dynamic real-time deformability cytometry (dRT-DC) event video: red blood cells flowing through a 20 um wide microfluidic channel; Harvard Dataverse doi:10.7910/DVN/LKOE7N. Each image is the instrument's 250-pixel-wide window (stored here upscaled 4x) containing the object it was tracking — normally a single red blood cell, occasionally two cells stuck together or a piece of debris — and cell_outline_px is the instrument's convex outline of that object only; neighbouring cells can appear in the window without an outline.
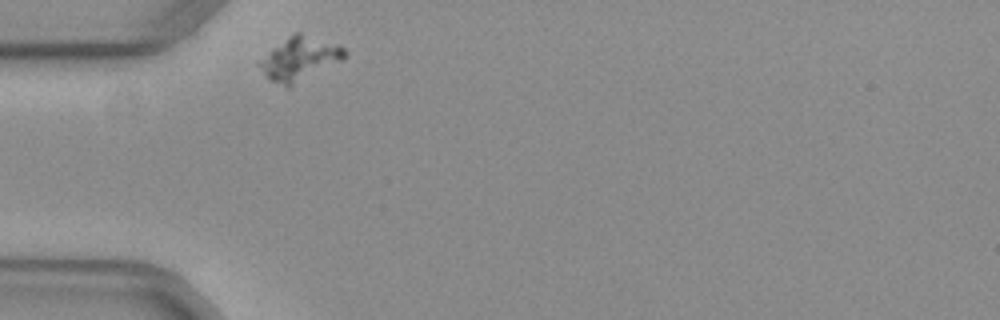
{"species": "common noctule bat (a hibernating species)", "species_latin": "Nyctalus noctula", "temperature_condition": "warm", "stored_images_in_passage": 29, "camera_frame_rate_fps": 3000, "um_per_image_px": 0.085, "animal": {"sex": "female", "body_mass_g": 29.2, "forearm_length_mm": 56.3}, "frame": {"image": 1, "passage_image": 1, "time_ms": 0.0, "image_size_px": [1000, 320], "cell_outline_px": [[348, 56], [344, 60], [288, 88], [272, 80], [256, 64], [256, 60], [288, 36], [296, 32], [300, 32], [344, 48], [348, 52]], "centroid_in_image_um": [25.47, 5.0], "position_along_channel_um": 59.5, "area_um2": 21.5}}
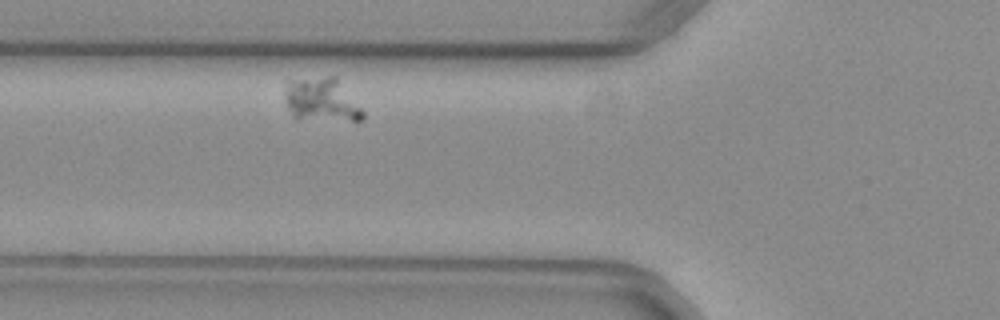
{"frame": {"image": 2, "passage_image": 5, "time_ms": 1.333, "image_size_px": [1000, 320], "cell_outline_px": [[364, 120], [296, 120], [292, 116], [284, 100], [284, 92], [288, 80], [328, 76], [336, 76], [364, 112]], "centroid_in_image_um": [27.29, 8.5], "position_along_channel_um": 98.5, "area_um2": 20.17}}
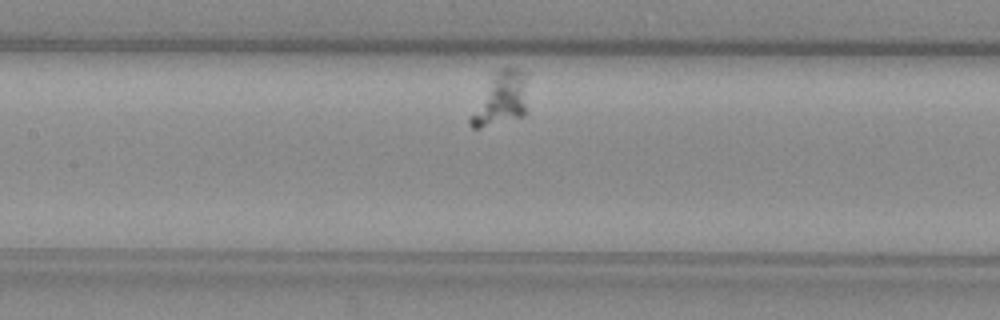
{"frame": {"image": 3, "passage_image": 11, "time_ms": 3.333, "image_size_px": [1000, 320], "cell_outline_px": [[528, 72], [524, 116], [480, 128], [472, 128], [468, 124], [468, 120], [492, 72], [504, 68], [520, 68]], "centroid_in_image_um": [42.58, 8.37], "position_along_channel_um": 164.8, "area_um2": 17.92}}